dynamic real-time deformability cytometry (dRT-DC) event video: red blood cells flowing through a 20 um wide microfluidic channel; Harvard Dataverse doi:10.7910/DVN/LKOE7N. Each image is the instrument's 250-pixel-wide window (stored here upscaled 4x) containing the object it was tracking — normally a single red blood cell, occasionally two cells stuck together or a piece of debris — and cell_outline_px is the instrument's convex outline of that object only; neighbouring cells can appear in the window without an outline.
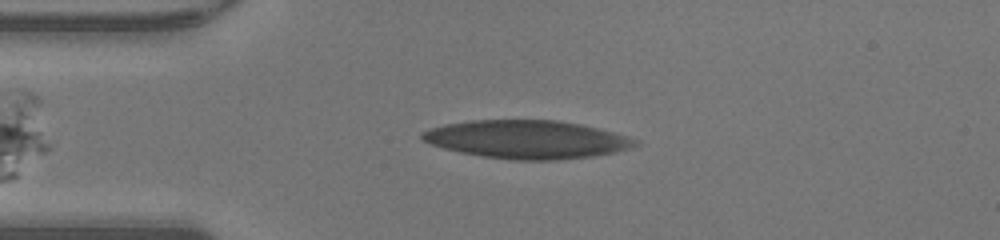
{"species": "human", "species_latin": "Homo sapiens", "temperature_condition": "warm", "stored_images_in_passage": 39, "camera_frame_rate_fps": 3000, "um_per_image_px": 0.085, "donor": {"sex": "male"}, "frame": {"image": 1, "passage_image": 10, "time_ms": 3.0, "image_size_px": [1000, 240], "cell_outline_px": [[640, 144], [632, 148], [616, 152], [592, 156], [556, 160], [512, 160], [484, 156], [460, 152], [444, 148], [432, 144], [424, 140], [420, 136], [420, 132], [444, 124], [468, 120], [556, 120], [580, 124], [612, 132], [640, 140]], "centroid_in_image_um": [44.81, 11.85], "position_along_channel_um": 40.2, "area_um2": 47.4}}
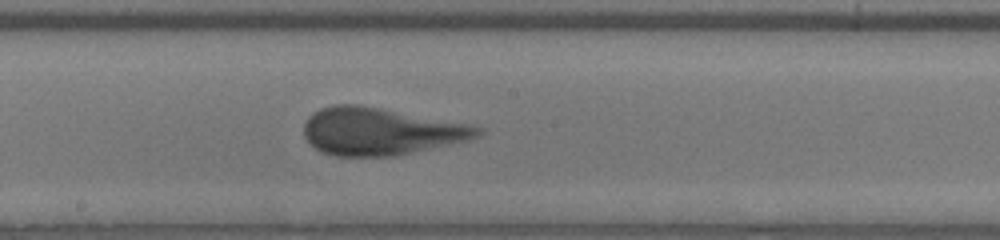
{"frame": {"image": 2, "passage_image": 24, "time_ms": 7.667, "image_size_px": [1000, 240], "cell_outline_px": [[484, 132], [480, 136], [468, 140], [396, 156], [336, 156], [320, 152], [304, 136], [304, 124], [308, 116], [312, 112], [320, 108], [336, 104], [356, 104], [468, 124], [484, 128]], "centroid_in_image_um": [32.32, 11.17], "position_along_channel_um": 215.9, "area_um2": 47.69}}
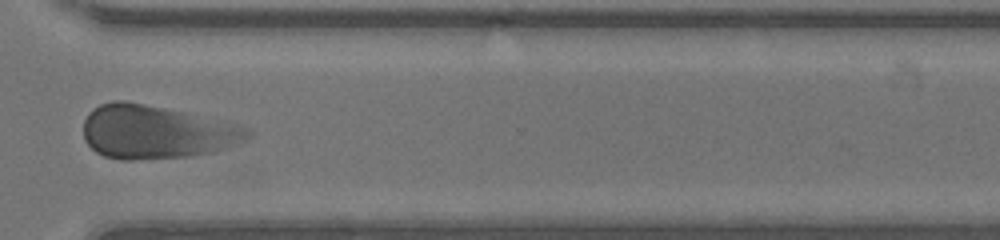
{"frame": {"image": 3, "passage_image": 34, "time_ms": 11.0, "image_size_px": [1000, 240], "cell_outline_px": [[252, 132], [244, 140], [236, 144], [224, 148], [208, 152], [188, 156], [132, 160], [120, 160], [104, 156], [96, 152], [84, 140], [84, 120], [88, 112], [92, 108], [100, 104], [112, 100], [124, 100], [184, 112], [236, 124], [248, 128]], "centroid_in_image_um": [13.2, 11.21], "position_along_channel_um": 357.4, "area_um2": 50.81}, "authors_computed_cell_mechanics": {"area_um2": 47.6272, "velocity_mm_per_s": 4.2579, "shape_relaxation_time_tau1_ms": 3.3342, "shape_relaxation_time_tau2_ms": 0.9291, "deformation_change_tau1": 0.1643, "deformation_change_tau2": 0.1026}}